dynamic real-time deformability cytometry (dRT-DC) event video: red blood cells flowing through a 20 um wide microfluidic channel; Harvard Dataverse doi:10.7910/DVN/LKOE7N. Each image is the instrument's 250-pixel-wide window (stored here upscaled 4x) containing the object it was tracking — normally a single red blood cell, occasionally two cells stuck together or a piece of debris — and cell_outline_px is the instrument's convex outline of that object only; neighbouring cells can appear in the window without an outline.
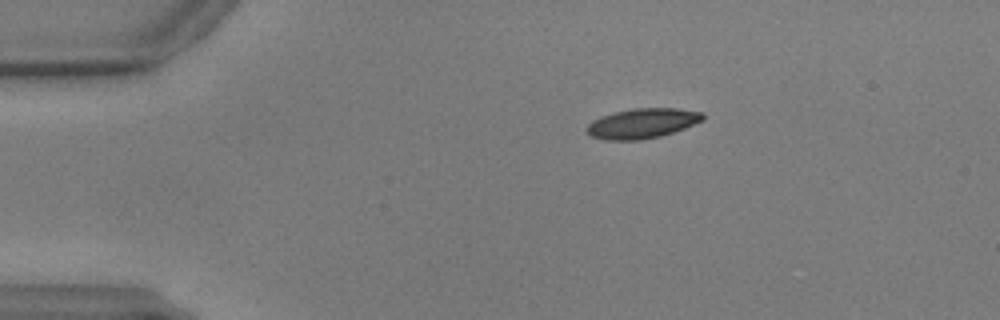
{"species": "common noctule bat (a hibernating species)", "species_latin": "Nyctalus noctula", "temperature_condition": "warm", "stored_images_in_passage": 49, "camera_frame_rate_fps": 3000, "um_per_image_px": 0.085, "animal": {"sex": "male", "body_mass_g": 17.9, "forearm_length_mm": 54.2}, "frame": {"image": 1, "passage_image": 1, "time_ms": 0.0, "image_size_px": [1000, 320], "cell_outline_px": [[704, 120], [684, 128], [660, 136], [640, 140], [604, 140], [592, 136], [584, 132], [584, 128], [592, 120], [600, 116], [612, 112], [632, 108], [676, 108], [704, 112]], "centroid_in_image_um": [54.55, 10.48], "position_along_channel_um": 30.5, "area_um2": 20.52}}
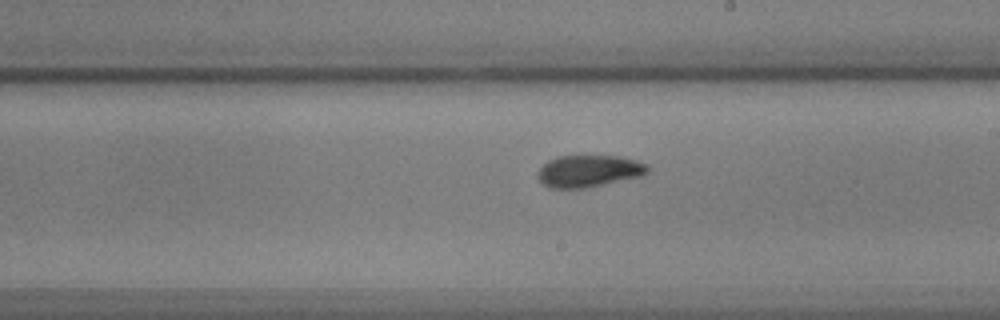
{"frame": {"image": 2, "passage_image": 24, "time_ms": 7.667, "image_size_px": [1000, 320], "cell_outline_px": [[648, 172], [640, 176], [588, 188], [548, 188], [536, 176], [536, 172], [548, 160], [556, 156], [620, 156], [636, 160], [648, 164]], "centroid_in_image_um": [50.03, 14.54], "position_along_channel_um": 239.0, "area_um2": 20.58}}
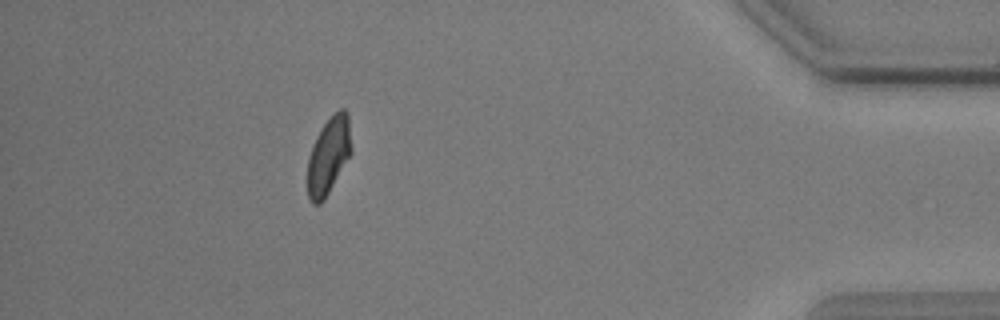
{"frame": {"image": 3, "passage_image": 43, "time_ms": 14.0, "image_size_px": [1000, 320], "cell_outline_px": [[352, 152], [324, 200], [320, 204], [312, 204], [308, 196], [308, 156], [316, 136], [324, 124], [340, 108], [344, 108], [348, 112], [352, 148]], "centroid_in_image_um": [27.94, 13.23], "position_along_channel_um": 407.3, "area_um2": 19.59}}